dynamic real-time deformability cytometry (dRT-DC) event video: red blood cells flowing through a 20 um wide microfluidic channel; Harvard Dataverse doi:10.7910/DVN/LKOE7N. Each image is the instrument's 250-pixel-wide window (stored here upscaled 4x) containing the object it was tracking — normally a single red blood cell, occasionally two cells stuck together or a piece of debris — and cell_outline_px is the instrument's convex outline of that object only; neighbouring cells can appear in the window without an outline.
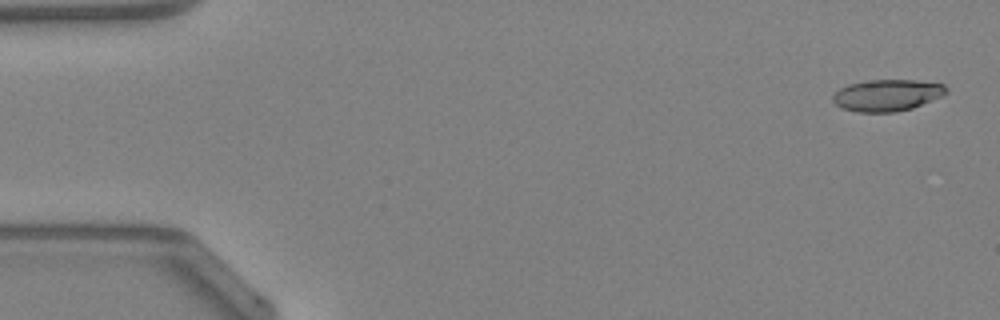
{"species": "Egyptian fruit bat (a non-hibernating species)", "species_latin": "Rousettus aegyptiacus", "temperature_condition": "warm", "stored_images_in_passage": 21, "camera_frame_rate_fps": 3000, "um_per_image_px": 0.085, "animal": {"sex": "female"}, "frame": {"image": 1, "passage_image": 2, "time_ms": 0.333, "image_size_px": [1000, 320], "cell_outline_px": [[948, 92], [944, 96], [912, 108], [896, 112], [856, 112], [840, 108], [832, 100], [832, 96], [840, 88], [848, 84], [864, 80], [916, 80], [944, 84], [948, 88]], "centroid_in_image_um": [75.42, 8.09], "position_along_channel_um": 9.6, "area_um2": 21.21}}
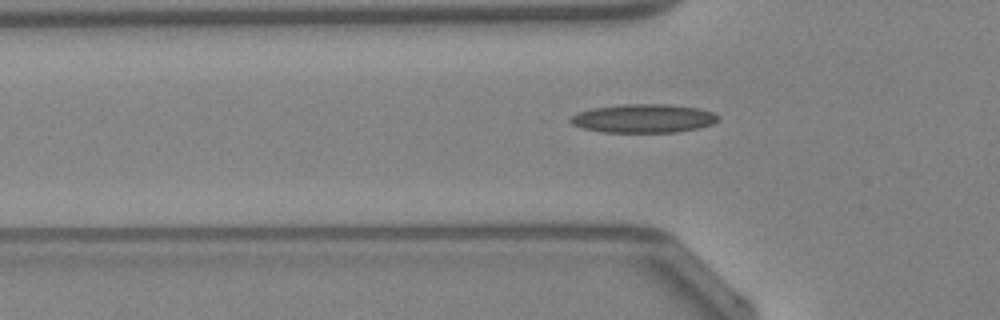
{"frame": {"image": 2, "passage_image": 16, "time_ms": 5.0, "image_size_px": [1000, 320], "cell_outline_px": [[720, 116], [712, 124], [696, 128], [676, 132], [600, 132], [584, 128], [572, 124], [568, 120], [576, 112], [592, 108], [624, 104], [668, 104], [700, 108], [712, 112]], "centroid_in_image_um": [54.67, 10.06], "position_along_channel_um": 71.1, "area_um2": 24.62}}
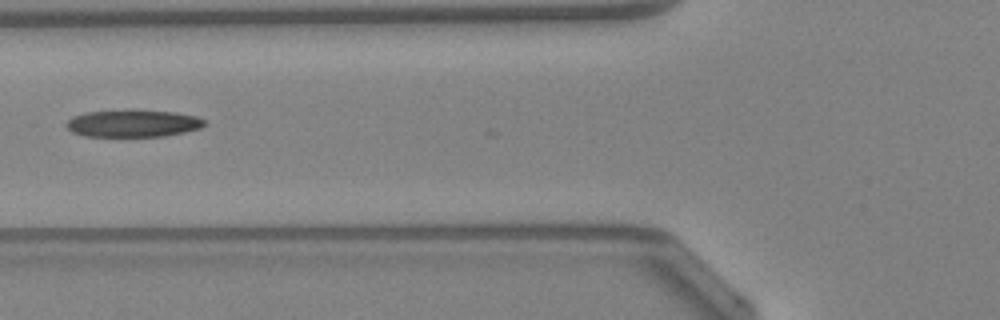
{"frame": {"image": 3, "passage_image": 19, "time_ms": 6.0, "image_size_px": [1000, 320], "cell_outline_px": [[204, 124], [200, 128], [184, 132], [164, 136], [84, 136], [72, 132], [64, 124], [72, 116], [84, 112], [128, 108], [136, 108], [176, 112], [196, 116], [204, 120]], "centroid_in_image_um": [11.26, 10.45], "position_along_channel_um": 114.5, "area_um2": 22.54}}